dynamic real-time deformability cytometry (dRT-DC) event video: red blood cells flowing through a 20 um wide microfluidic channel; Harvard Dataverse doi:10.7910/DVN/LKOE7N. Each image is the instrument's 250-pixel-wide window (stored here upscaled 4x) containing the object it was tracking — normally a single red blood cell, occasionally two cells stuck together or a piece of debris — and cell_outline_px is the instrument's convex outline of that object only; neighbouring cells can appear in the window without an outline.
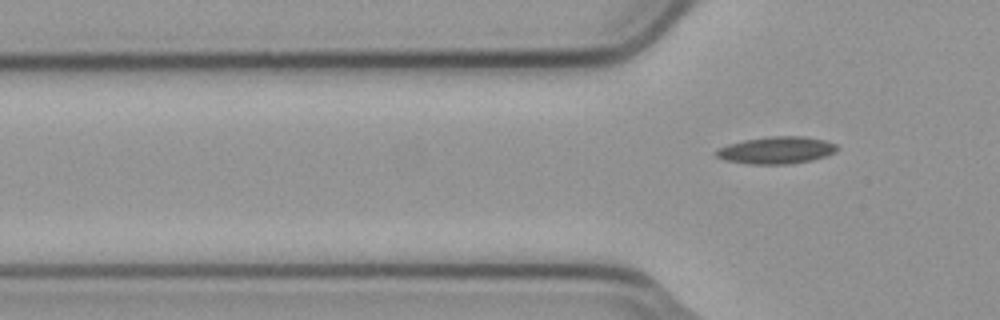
{"species": "common noctule bat (a hibernating species)", "species_latin": "Nyctalus noctula", "temperature_condition": "cold", "stored_images_in_passage": 4, "camera_frame_rate_fps": 3000, "um_per_image_px": 0.085, "animal": {"sex": "male", "body_mass_g": 23.1, "forearm_length_mm": 52.7}, "frame": {"image": 1, "passage_image": 4, "time_ms": 1.0, "image_size_px": [1000, 320], "cell_outline_px": [[840, 148], [836, 152], [812, 160], [788, 164], [748, 164], [724, 160], [716, 156], [712, 152], [728, 144], [744, 140], [772, 136], [804, 136], [824, 140], [836, 144]], "centroid_in_image_um": [65.99, 12.77], "position_along_channel_um": 59.8, "area_um2": 19.19}}